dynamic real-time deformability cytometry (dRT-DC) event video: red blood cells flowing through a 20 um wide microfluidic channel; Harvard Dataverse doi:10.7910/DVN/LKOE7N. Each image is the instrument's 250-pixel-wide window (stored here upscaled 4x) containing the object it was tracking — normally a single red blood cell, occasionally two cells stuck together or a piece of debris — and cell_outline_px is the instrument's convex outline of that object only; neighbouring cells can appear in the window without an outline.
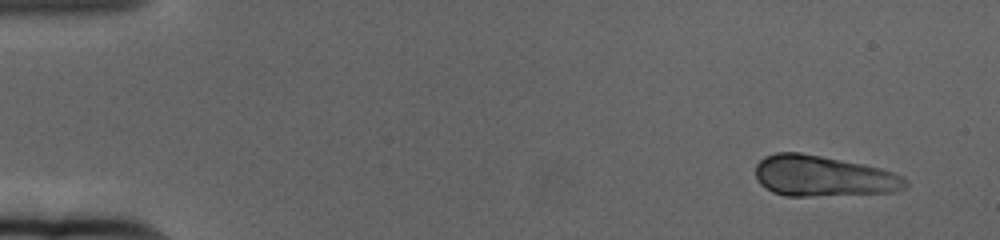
{"species": "human", "species_latin": "Homo sapiens", "temperature_condition": "cold", "stored_images_in_passage": 57, "camera_frame_rate_fps": 3000, "um_per_image_px": 0.085, "donor": {"sex": "female"}, "frame": {"image": 1, "passage_image": 1, "time_ms": 0.0, "image_size_px": [1000, 240], "cell_outline_px": [[908, 188], [896, 192], [812, 196], [784, 196], [772, 192], [760, 184], [756, 176], [756, 164], [764, 156], [776, 152], [800, 152], [864, 164], [880, 168], [904, 176], [908, 180]], "centroid_in_image_um": [70.0, 14.97], "position_along_channel_um": 15.0, "area_um2": 36.01}}
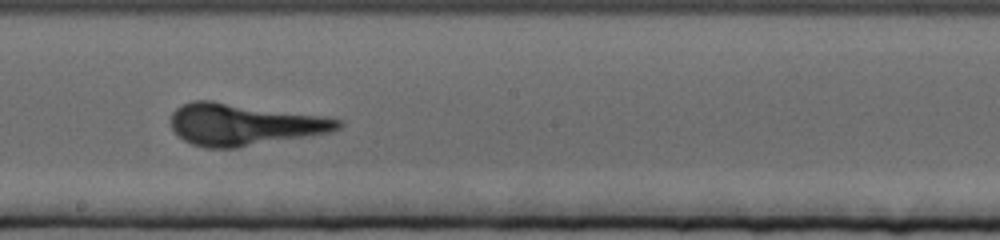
{"frame": {"image": 2, "passage_image": 31, "time_ms": 10.0, "image_size_px": [1000, 240], "cell_outline_px": [[344, 124], [340, 128], [332, 132], [236, 148], [204, 148], [192, 144], [184, 140], [172, 128], [172, 112], [180, 104], [192, 100], [212, 100], [324, 116], [344, 120]], "centroid_in_image_um": [20.75, 10.57], "position_along_channel_um": 227.4, "area_um2": 40.98}}
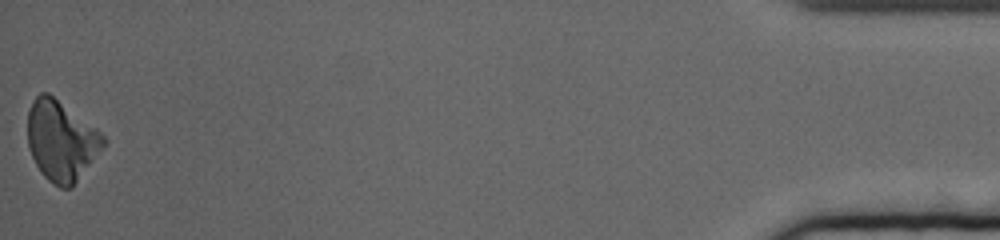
{"frame": {"image": 3, "passage_image": 57, "time_ms": 18.667, "image_size_px": [1000, 240], "cell_outline_px": [[108, 140], [104, 148], [72, 188], [60, 188], [48, 180], [40, 172], [28, 148], [28, 112], [32, 100], [40, 92], [48, 92], [96, 128]], "centroid_in_image_um": [5.22, 11.97], "position_along_channel_um": 430.0, "area_um2": 35.6}}